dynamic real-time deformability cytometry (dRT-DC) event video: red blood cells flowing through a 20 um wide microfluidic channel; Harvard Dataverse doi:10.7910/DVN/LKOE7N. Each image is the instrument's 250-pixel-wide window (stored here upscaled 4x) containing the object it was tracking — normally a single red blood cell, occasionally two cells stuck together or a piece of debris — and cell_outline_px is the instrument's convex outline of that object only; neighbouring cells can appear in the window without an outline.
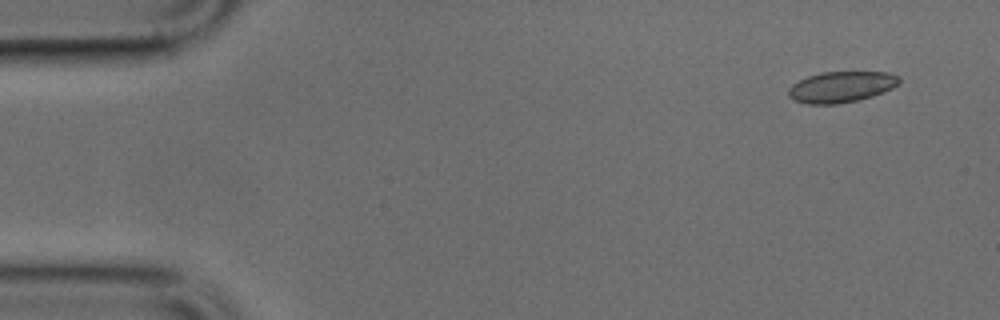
{"species": "common noctule bat (a hibernating species)", "species_latin": "Nyctalus noctula", "temperature_condition": "cold", "stored_images_in_passage": 11, "camera_frame_rate_fps": 3000, "um_per_image_px": 0.085, "animal": {"sex": "male", "body_mass_g": 17.9, "forearm_length_mm": 54.2}, "frame": {"image": 1, "passage_image": 4, "time_ms": 1.0, "image_size_px": [1000, 320], "cell_outline_px": [[900, 84], [884, 92], [872, 96], [856, 100], [836, 104], [808, 104], [796, 100], [788, 96], [788, 88], [792, 84], [808, 76], [820, 72], [888, 72], [900, 76]], "centroid_in_image_um": [71.53, 7.38], "position_along_channel_um": 13.5, "area_um2": 20.0}}